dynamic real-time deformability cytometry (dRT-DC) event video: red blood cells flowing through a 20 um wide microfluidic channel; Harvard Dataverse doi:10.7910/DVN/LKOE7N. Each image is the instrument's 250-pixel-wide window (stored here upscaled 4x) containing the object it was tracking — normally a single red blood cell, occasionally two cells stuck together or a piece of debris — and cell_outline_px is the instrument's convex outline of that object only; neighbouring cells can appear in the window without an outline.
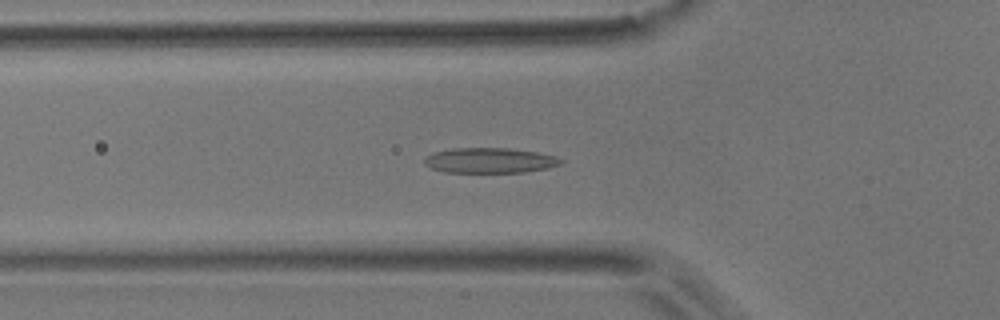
{"species": "common noctule bat (a hibernating species)", "species_latin": "Nyctalus noctula", "temperature_condition": "room temperature", "stored_images_in_passage": 43, "camera_frame_rate_fps": 3000, "um_per_image_px": 0.085, "animal": {"sex": "male", "body_mass_g": 17.9}, "frame": {"image": 1, "passage_image": 7, "time_ms": 2.0, "image_size_px": [1000, 320], "cell_outline_px": [[564, 160], [560, 164], [548, 168], [524, 172], [444, 172], [432, 168], [424, 164], [424, 160], [432, 152], [452, 148], [508, 148], [536, 152], [556, 156]], "centroid_in_image_um": [41.63, 13.63], "position_along_channel_um": 84.2, "area_um2": 20.0}}
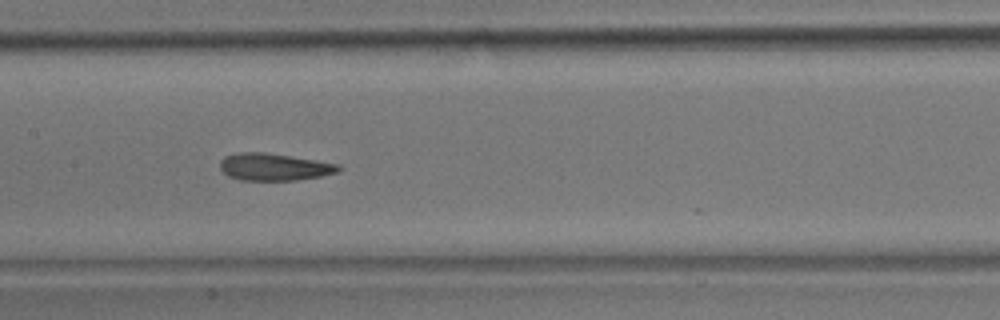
{"frame": {"image": 2, "passage_image": 15, "time_ms": 4.667, "image_size_px": [1000, 320], "cell_outline_px": [[344, 168], [336, 172], [320, 176], [296, 180], [240, 180], [228, 176], [220, 168], [220, 160], [224, 156], [236, 152], [264, 152], [316, 160], [340, 164]], "centroid_in_image_um": [23.29, 14.18], "position_along_channel_um": 184.1, "area_um2": 18.84}}
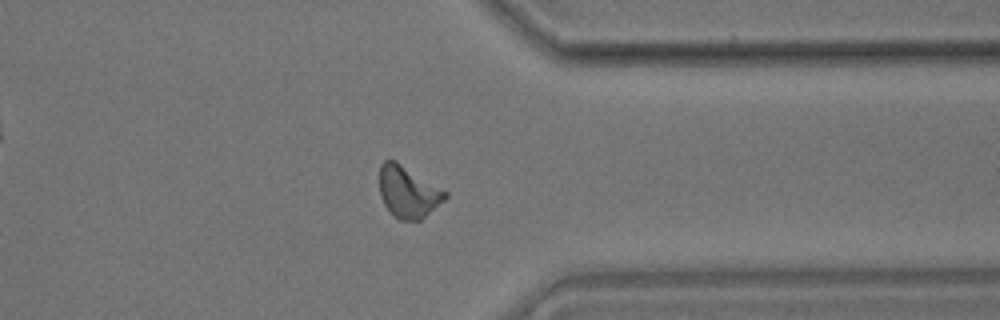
{"frame": {"image": 3, "passage_image": 31, "time_ms": 10.0, "image_size_px": [1000, 320], "cell_outline_px": [[448, 196], [444, 200], [420, 220], [400, 220], [384, 204], [380, 196], [380, 164], [384, 160], [396, 160], [448, 192]], "centroid_in_image_um": [34.69, 16.29], "position_along_channel_um": 376.7, "area_um2": 19.54}, "authors_computed_cell_mechanics": {"area_um2": 19.1318, "velocity_mm_per_s": 3.7128, "shape_relaxation_time_tau1_ms": 8.8106, "shape_relaxation_time_tau2_ms": 2.0969, "deformation_change_tau1": 0.2186, "deformation_change_tau2": 0.0949}}